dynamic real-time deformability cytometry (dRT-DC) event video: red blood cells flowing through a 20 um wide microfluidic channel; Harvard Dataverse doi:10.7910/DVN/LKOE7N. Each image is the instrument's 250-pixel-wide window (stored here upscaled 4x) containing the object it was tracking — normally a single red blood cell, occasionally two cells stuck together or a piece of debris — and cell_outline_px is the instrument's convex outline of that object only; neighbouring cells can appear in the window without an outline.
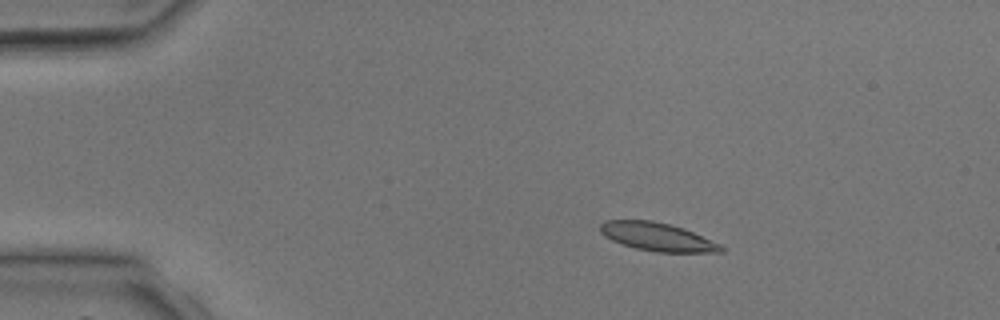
{"species": "common noctule bat (a hibernating species)", "species_latin": "Nyctalus noctula", "temperature_condition": "room temperature", "stored_images_in_passage": 3, "camera_frame_rate_fps": 3000, "um_per_image_px": 0.085, "animal": {"sex": "male", "body_mass_g": 17.9, "forearm_length_mm": 54.2}, "frame": {"image": 1, "passage_image": 2, "time_ms": 1.333, "image_size_px": [1000, 320], "cell_outline_px": [[724, 252], [656, 252], [636, 248], [612, 240], [604, 236], [600, 232], [600, 224], [604, 220], [652, 220], [684, 228], [720, 244], [724, 248]], "centroid_in_image_um": [55.86, 20.12], "position_along_channel_um": 29.1, "area_um2": 19.77}}
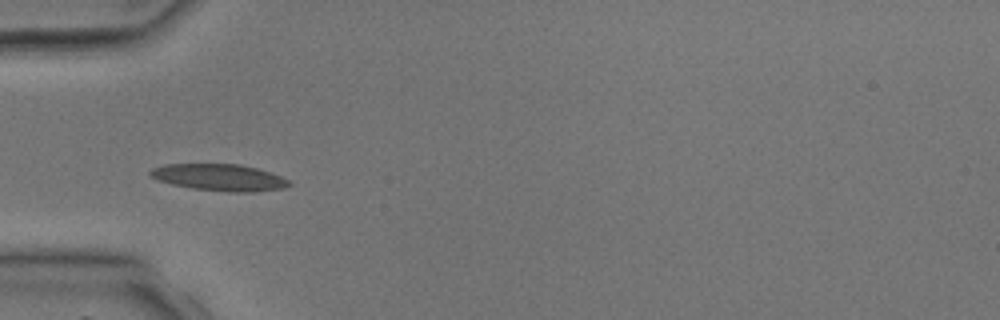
{"frame": {"image": 2, "passage_image": 3, "time_ms": 3.333, "image_size_px": [1000, 320], "cell_outline_px": [[292, 184], [284, 188], [252, 192], [228, 192], [192, 188], [172, 184], [156, 180], [148, 176], [148, 172], [152, 168], [164, 164], [240, 164], [256, 168], [280, 176], [288, 180]], "centroid_in_image_um": [18.59, 15.08], "position_along_channel_um": 66.4, "area_um2": 21.68}}